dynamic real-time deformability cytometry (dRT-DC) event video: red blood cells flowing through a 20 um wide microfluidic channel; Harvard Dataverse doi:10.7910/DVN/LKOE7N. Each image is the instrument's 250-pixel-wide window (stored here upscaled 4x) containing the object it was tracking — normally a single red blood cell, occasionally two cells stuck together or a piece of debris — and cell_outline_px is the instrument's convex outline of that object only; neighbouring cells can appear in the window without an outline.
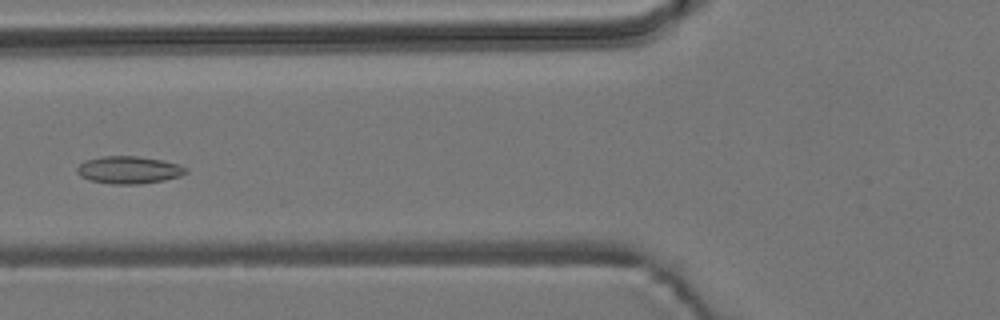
{"species": "common noctule bat (a hibernating species)", "species_latin": "Nyctalus noctula", "temperature_condition": "room temperature", "stored_images_in_passage": 14, "camera_frame_rate_fps": 3000, "um_per_image_px": 0.085, "animal": {"sex": "male", "body_mass_g": 19.2, "forearm_length_mm": 51.8}, "frame": {"image": 1, "passage_image": 5, "time_ms": 1.333, "image_size_px": [1000, 320], "cell_outline_px": [[188, 172], [180, 176], [164, 180], [140, 184], [112, 184], [88, 180], [80, 176], [76, 172], [76, 168], [84, 160], [104, 156], [136, 156], [164, 160], [180, 164], [188, 168]], "centroid_in_image_um": [10.96, 14.44], "position_along_channel_um": 114.8, "area_um2": 17.63}}
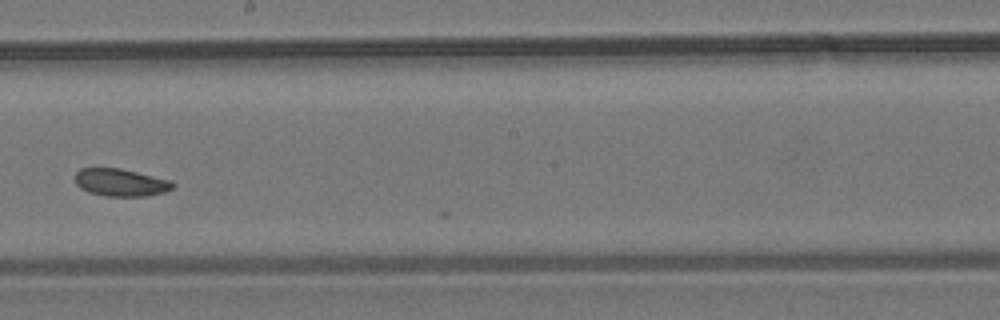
{"frame": {"image": 2, "passage_image": 8, "time_ms": 2.333, "image_size_px": [1000, 320], "cell_outline_px": [[176, 184], [172, 188], [164, 192], [148, 196], [104, 196], [88, 192], [80, 188], [76, 184], [76, 172], [80, 168], [120, 168], [172, 180]], "centroid_in_image_um": [10.27, 15.51], "position_along_channel_um": 237.9, "area_um2": 15.78}}
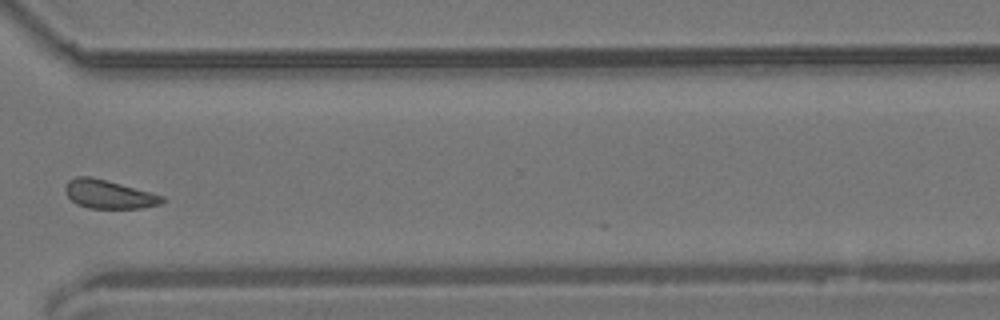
{"frame": {"image": 3, "passage_image": 11, "time_ms": 3.333, "image_size_px": [1000, 320], "cell_outline_px": [[168, 200], [160, 204], [144, 208], [88, 208], [76, 204], [64, 192], [64, 188], [68, 180], [76, 176], [88, 176], [120, 184], [164, 196]], "centroid_in_image_um": [9.24, 16.52], "position_along_channel_um": 361.4, "area_um2": 16.07}}